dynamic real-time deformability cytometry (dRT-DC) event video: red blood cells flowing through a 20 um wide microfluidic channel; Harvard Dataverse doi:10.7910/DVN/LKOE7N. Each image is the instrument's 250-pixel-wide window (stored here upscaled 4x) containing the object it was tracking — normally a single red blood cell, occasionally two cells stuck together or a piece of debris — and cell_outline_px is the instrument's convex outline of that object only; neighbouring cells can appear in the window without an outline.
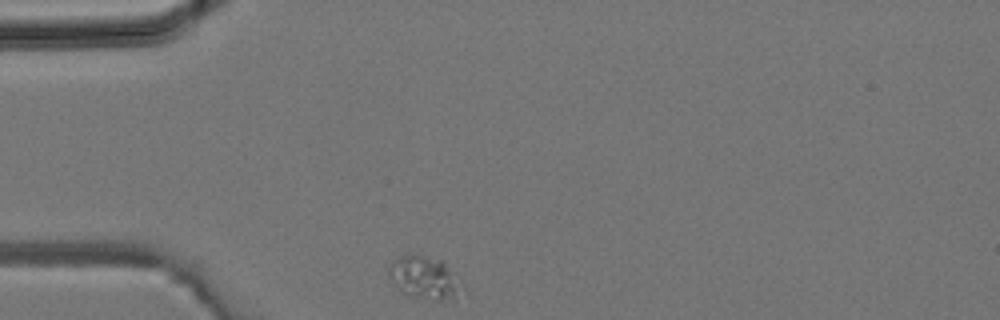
{"species": "common noctule bat (a hibernating species)", "species_latin": "Nyctalus noctula", "temperature_condition": "room temperature", "stored_images_in_passage": 2, "camera_frame_rate_fps": 3000, "um_per_image_px": 0.085, "animal": {"sex": "male", "body_mass_g": 19.2, "forearm_length_mm": 51.8}, "frame": {"image": 1, "passage_image": 1, "time_ms": 0.0, "image_size_px": [1000, 320], "cell_outline_px": [[464, 288], [452, 296], [440, 300], [436, 300], [404, 296], [400, 292], [388, 276], [388, 268], [392, 260], [400, 256], [424, 256], [440, 260], [464, 280]], "centroid_in_image_um": [36.06, 23.62], "position_along_channel_um": 48.9, "area_um2": 18.26}}